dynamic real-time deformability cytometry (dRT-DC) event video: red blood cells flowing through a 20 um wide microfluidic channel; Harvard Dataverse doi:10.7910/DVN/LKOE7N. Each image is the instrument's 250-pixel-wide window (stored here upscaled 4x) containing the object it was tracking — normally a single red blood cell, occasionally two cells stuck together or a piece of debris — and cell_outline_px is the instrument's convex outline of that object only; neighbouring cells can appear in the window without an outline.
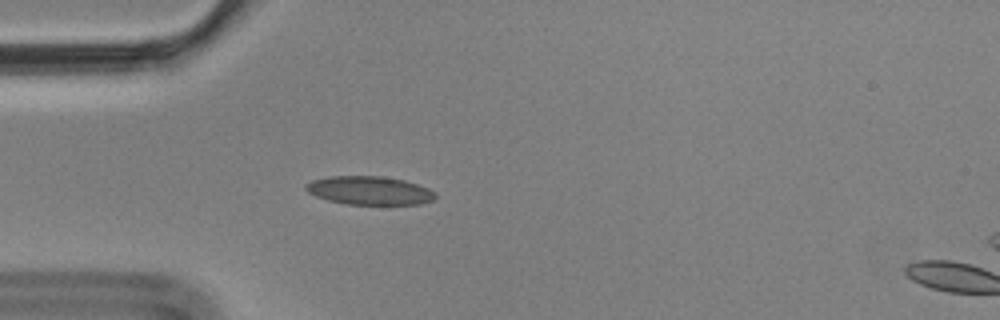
{"species": "Egyptian fruit bat (a non-hibernating species)", "species_latin": "Rousettus aegyptiacus", "temperature_condition": "cold", "stored_images_in_passage": 3, "segment_of_instrument_passage": [1, 2], "camera_frame_rate_fps": 3000, "um_per_image_px": 0.085, "animal": {"sex": "male"}, "frame": {"image": 1, "passage_image": 2, "time_ms": 0.333, "image_size_px": [1000, 320], "cell_outline_px": [[436, 196], [432, 200], [420, 204], [344, 204], [328, 200], [316, 196], [308, 192], [304, 188], [304, 184], [312, 180], [332, 176], [384, 176], [404, 180], [428, 188], [436, 192]], "centroid_in_image_um": [31.39, 16.19], "position_along_channel_um": 53.6, "area_um2": 21.5}}